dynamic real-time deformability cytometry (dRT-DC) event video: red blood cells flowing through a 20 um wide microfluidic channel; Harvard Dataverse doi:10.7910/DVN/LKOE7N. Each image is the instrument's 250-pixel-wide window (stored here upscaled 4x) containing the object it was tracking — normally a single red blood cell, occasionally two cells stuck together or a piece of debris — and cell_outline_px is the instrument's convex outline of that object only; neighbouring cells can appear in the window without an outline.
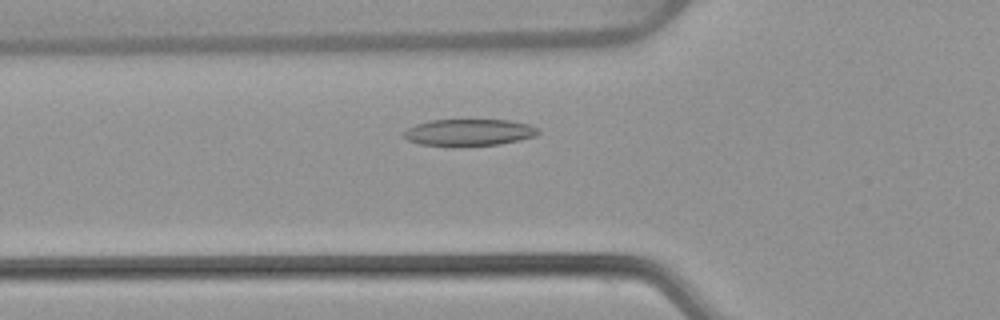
{"species": "common noctule bat (a hibernating species)", "species_latin": "Nyctalus noctula", "temperature_condition": "warm", "stored_images_in_passage": 47, "camera_frame_rate_fps": 3000, "um_per_image_px": 0.085, "animal": {"sex": "female", "body_mass_g": 22.7, "forearm_length_mm": 54.2}, "frame": {"image": 1, "passage_image": 13, "time_ms": 4.0, "image_size_px": [1000, 320], "cell_outline_px": [[540, 132], [536, 136], [520, 140], [500, 144], [452, 148], [420, 144], [408, 140], [400, 132], [416, 124], [432, 120], [508, 120], [528, 124], [536, 128]], "centroid_in_image_um": [39.82, 11.29], "position_along_channel_um": 86.0, "area_um2": 21.44}}
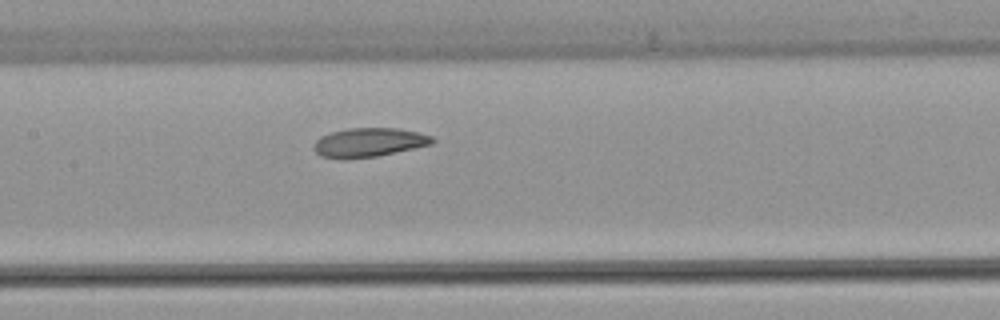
{"frame": {"image": 2, "passage_image": 20, "time_ms": 6.333, "image_size_px": [1000, 320], "cell_outline_px": [[436, 140], [432, 144], [376, 156], [344, 160], [340, 160], [320, 156], [312, 148], [312, 144], [320, 136], [332, 132], [348, 128], [400, 128], [432, 136]], "centroid_in_image_um": [31.3, 12.12], "position_along_channel_um": 176.1, "area_um2": 20.23}}
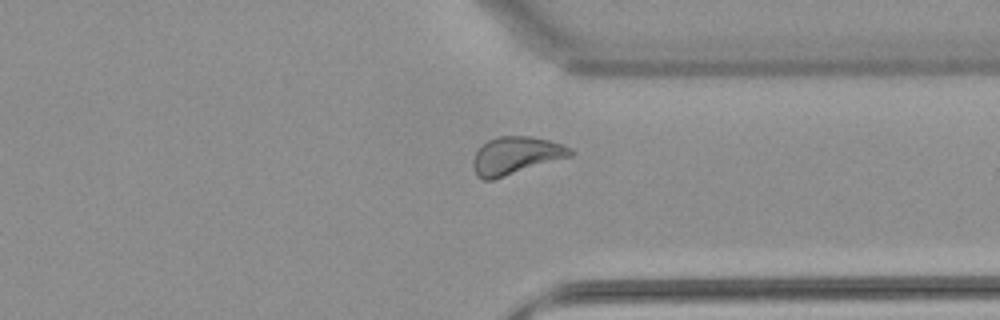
{"frame": {"image": 3, "passage_image": 35, "time_ms": 11.333, "image_size_px": [1000, 320], "cell_outline_px": [[576, 152], [572, 156], [492, 180], [484, 180], [476, 176], [472, 164], [472, 160], [476, 152], [488, 140], [500, 136], [532, 136], [548, 140], [572, 148]], "centroid_in_image_um": [43.86, 13.23], "position_along_channel_um": 367.5, "area_um2": 21.33}, "authors_computed_cell_mechanics": {"area_um2": 21.0392, "velocity_mm_per_s": 3.8458, "shape_relaxation_time_tau1_ms": 7.0468, "shape_relaxation_time_tau2_ms": 4.214, "deformation_change_tau1": 0.1386, "deformation_change_tau2": 0.1089}}